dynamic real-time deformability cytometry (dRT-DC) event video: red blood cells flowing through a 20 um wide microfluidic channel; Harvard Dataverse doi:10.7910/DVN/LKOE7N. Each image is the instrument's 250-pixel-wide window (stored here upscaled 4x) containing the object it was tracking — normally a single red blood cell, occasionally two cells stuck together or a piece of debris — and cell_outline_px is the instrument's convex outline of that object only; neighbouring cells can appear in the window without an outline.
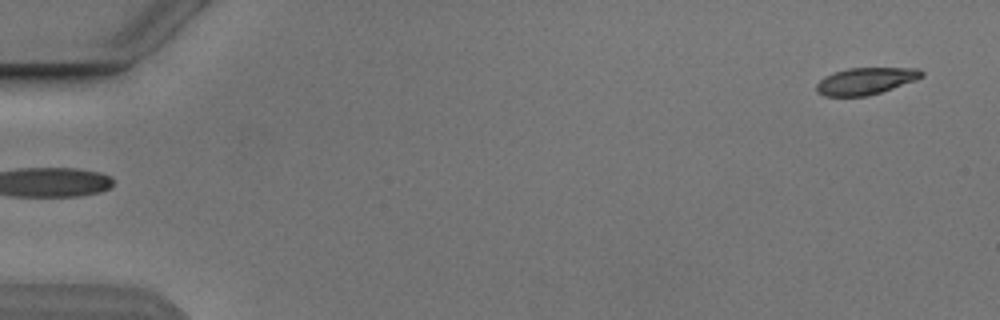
{"species": "Egyptian fruit bat (a non-hibernating species)", "species_latin": "Rousettus aegyptiacus", "temperature_condition": "cold", "stored_images_in_passage": 5, "camera_frame_rate_fps": 3000, "um_per_image_px": 0.085, "animal": {"sex": "male"}, "frame": {"image": 1, "passage_image": 5, "time_ms": 4.667, "image_size_px": [1000, 320], "cell_outline_px": [[924, 76], [916, 80], [868, 96], [824, 96], [816, 92], [816, 84], [824, 76], [848, 68], [920, 68], [924, 72]], "centroid_in_image_um": [73.58, 6.88], "position_along_channel_um": 11.4, "area_um2": 16.47}}